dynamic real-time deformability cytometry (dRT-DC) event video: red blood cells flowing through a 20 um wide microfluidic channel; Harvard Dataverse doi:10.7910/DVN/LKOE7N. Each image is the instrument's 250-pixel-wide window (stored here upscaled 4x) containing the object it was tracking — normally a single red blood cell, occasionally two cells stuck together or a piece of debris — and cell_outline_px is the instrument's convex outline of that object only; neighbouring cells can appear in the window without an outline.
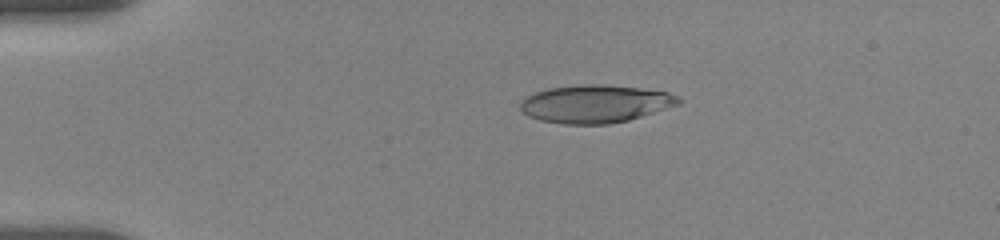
{"species": "human", "species_latin": "Homo sapiens", "temperature_condition": "room temperature", "stored_images_in_passage": 16, "camera_frame_rate_fps": 3000, "um_per_image_px": 0.085, "donor": {"sex": "female"}, "frame": {"image": 1, "passage_image": 6, "time_ms": 3.333, "image_size_px": [1000, 240], "cell_outline_px": [[684, 100], [680, 104], [628, 120], [608, 124], [564, 124], [540, 120], [528, 116], [520, 108], [520, 100], [536, 92], [548, 88], [576, 84], [604, 84], [668, 92]], "centroid_in_image_um": [50.58, 8.82], "position_along_channel_um": 34.4, "area_um2": 34.85}}
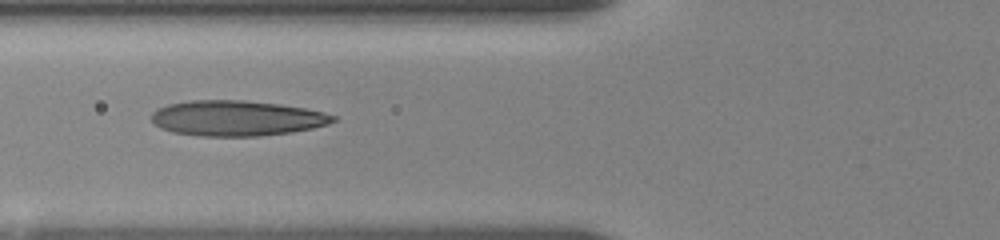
{"frame": {"image": 2, "passage_image": 12, "time_ms": 6.667, "image_size_px": [1000, 240], "cell_outline_px": [[336, 120], [328, 124], [312, 128], [292, 132], [260, 136], [200, 136], [172, 132], [160, 128], [152, 120], [152, 112], [156, 108], [168, 104], [192, 100], [244, 100], [280, 104], [304, 108], [324, 112], [336, 116]], "centroid_in_image_um": [20.11, 10.04], "position_along_channel_um": 105.7, "area_um2": 37.57}}
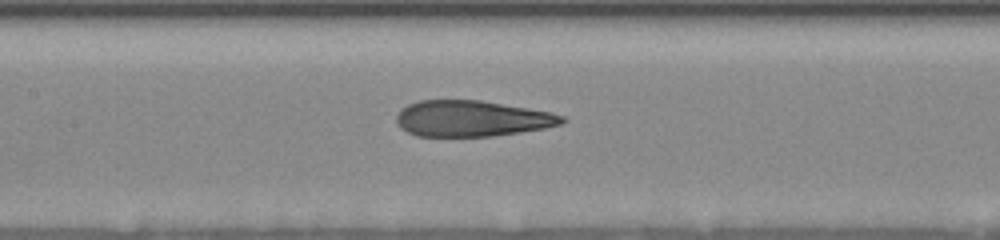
{"frame": {"image": 3, "passage_image": 15, "time_ms": 8.333, "image_size_px": [1000, 240], "cell_outline_px": [[568, 120], [564, 124], [544, 128], [520, 132], [492, 136], [416, 136], [400, 128], [396, 124], [396, 116], [408, 104], [420, 100], [480, 100], [552, 112], [564, 116]], "centroid_in_image_um": [40.14, 10.08], "position_along_channel_um": 167.3, "area_um2": 34.8}}